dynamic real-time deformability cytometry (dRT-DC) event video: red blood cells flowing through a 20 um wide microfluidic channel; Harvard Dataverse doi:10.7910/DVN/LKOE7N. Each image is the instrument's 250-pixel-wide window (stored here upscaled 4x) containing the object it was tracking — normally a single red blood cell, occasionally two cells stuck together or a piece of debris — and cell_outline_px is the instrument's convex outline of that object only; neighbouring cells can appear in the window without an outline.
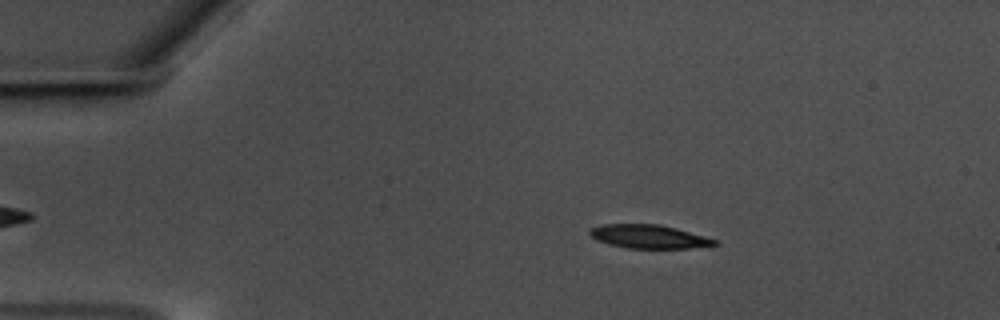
{"species": "common noctule bat (a hibernating species)", "species_latin": "Nyctalus noctula", "temperature_condition": "warm", "stored_images_in_passage": 55, "camera_frame_rate_fps": 3000, "um_per_image_px": 0.085, "animal": {"sex": "male", "body_mass_g": 17.5, "forearm_length_mm": 52.3}, "frame": {"image": 1, "passage_image": 8, "time_ms": 2.333, "image_size_px": [1000, 320], "cell_outline_px": [[720, 244], [688, 248], [628, 248], [608, 244], [596, 240], [588, 232], [588, 228], [600, 224], [660, 224], [676, 228], [720, 240]], "centroid_in_image_um": [55.15, 20.1], "position_along_channel_um": 29.9, "area_um2": 17.34}}
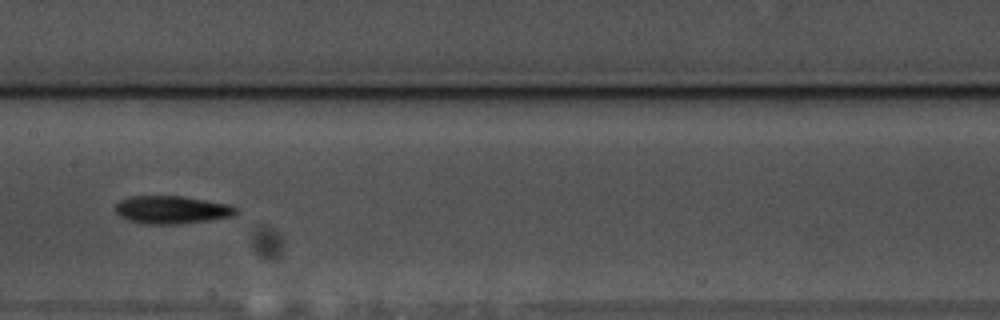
{"frame": {"image": 2, "passage_image": 27, "time_ms": 8.667, "image_size_px": [1000, 320], "cell_outline_px": [[240, 212], [236, 216], [208, 220], [176, 224], [148, 224], [128, 220], [120, 216], [116, 212], [116, 204], [120, 200], [128, 196], [184, 196], [228, 204], [240, 208]], "centroid_in_image_um": [14.66, 17.82], "position_along_channel_um": 192.7, "area_um2": 19.77}}
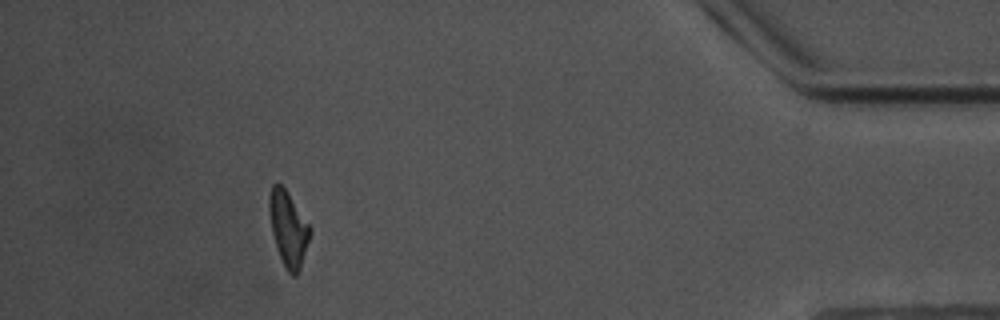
{"frame": {"image": 3, "passage_image": 50, "time_ms": 16.333, "image_size_px": [1000, 320], "cell_outline_px": [[312, 232], [300, 268], [296, 276], [292, 276], [284, 268], [276, 248], [272, 232], [268, 208], [268, 200], [272, 184], [280, 184], [284, 188], [312, 228]], "centroid_in_image_um": [24.5, 19.47], "position_along_channel_um": 410.7, "area_um2": 17.8}, "authors_computed_cell_mechanics": {"area_um2": 18.207, "velocity_mm_per_s": 3.5477, "shape_relaxation_time_tau1_ms": 3.5316, "shape_relaxation_time_tau2_ms": null, "deformation_change_tau1": 0.1692, "deformation_change_tau2": null}}